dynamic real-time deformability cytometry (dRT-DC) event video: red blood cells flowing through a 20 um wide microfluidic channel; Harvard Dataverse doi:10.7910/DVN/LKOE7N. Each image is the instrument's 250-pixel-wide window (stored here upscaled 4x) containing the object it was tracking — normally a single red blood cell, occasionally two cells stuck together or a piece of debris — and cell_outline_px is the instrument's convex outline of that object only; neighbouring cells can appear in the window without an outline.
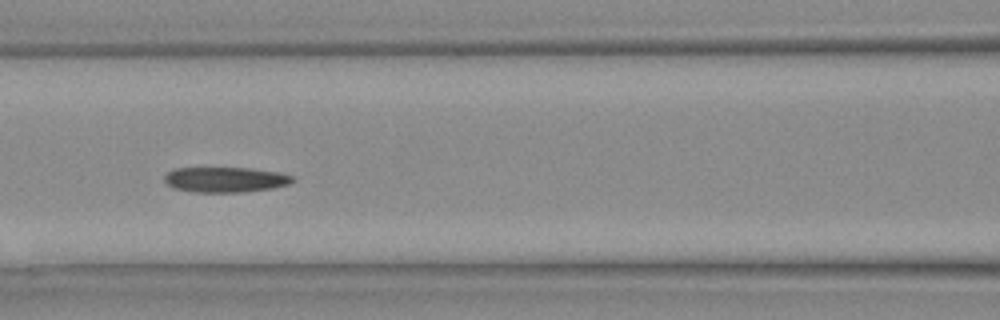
{"species": "Egyptian fruit bat (a non-hibernating species)", "species_latin": "Rousettus aegyptiacus", "temperature_condition": "warm", "stored_images_in_passage": 30, "camera_frame_rate_fps": 3000, "um_per_image_px": 0.085, "animal": {"sex": "female"}, "frame": {"image": 1, "passage_image": 13, "time_ms": 4.0, "image_size_px": [1000, 320], "cell_outline_px": [[296, 180], [288, 184], [272, 188], [244, 192], [196, 192], [172, 188], [164, 180], [164, 176], [168, 172], [176, 168], [248, 168], [280, 172], [296, 176]], "centroid_in_image_um": [19.19, 15.26], "position_along_channel_um": 147.4, "area_um2": 18.96}}